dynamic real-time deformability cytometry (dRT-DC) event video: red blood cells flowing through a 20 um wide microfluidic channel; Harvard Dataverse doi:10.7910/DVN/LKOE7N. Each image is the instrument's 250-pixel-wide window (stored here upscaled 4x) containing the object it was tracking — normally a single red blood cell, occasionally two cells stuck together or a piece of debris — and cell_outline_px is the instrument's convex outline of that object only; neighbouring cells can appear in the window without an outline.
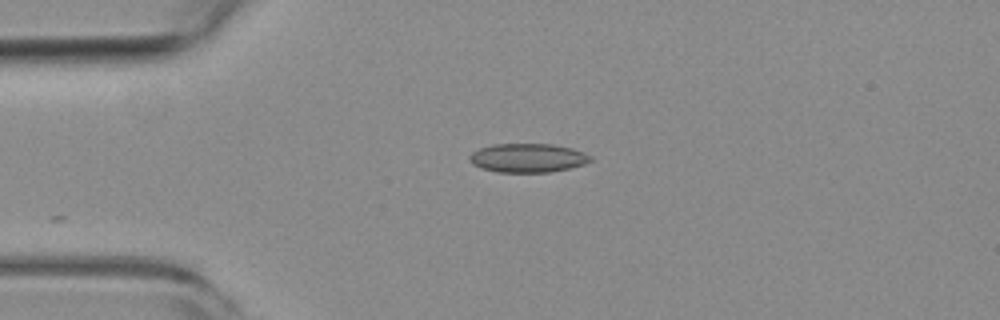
{"species": "common noctule bat (a hibernating species)", "species_latin": "Nyctalus noctula", "temperature_condition": "room temperature", "stored_images_in_passage": 11, "camera_frame_rate_fps": 3000, "um_per_image_px": 0.085, "animal": {"sex": "female", "body_mass_g": 19.3, "forearm_length_mm": 54.1}, "frame": {"image": 1, "passage_image": 1, "time_ms": 0.0, "image_size_px": [1000, 320], "cell_outline_px": [[592, 160], [584, 164], [568, 168], [548, 172], [496, 172], [480, 168], [472, 164], [468, 160], [468, 156], [472, 152], [480, 148], [492, 144], [552, 144], [572, 148], [584, 152], [592, 156]], "centroid_in_image_um": [44.83, 13.42], "position_along_channel_um": 40.2, "area_um2": 20.46}}
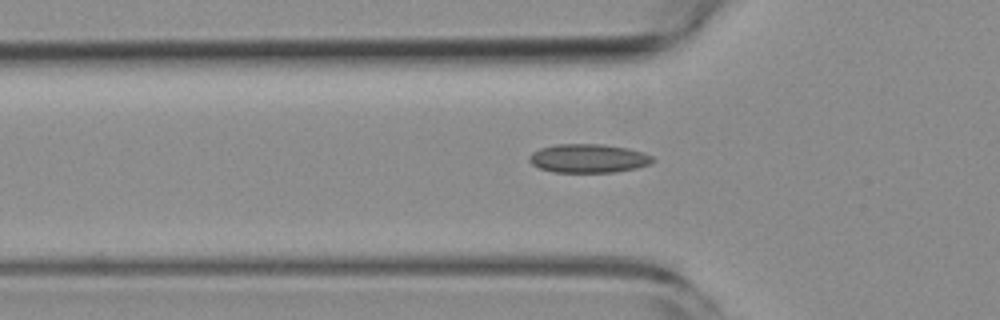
{"frame": {"image": 2, "passage_image": 6, "time_ms": 1.667, "image_size_px": [1000, 320], "cell_outline_px": [[656, 160], [652, 164], [636, 168], [616, 172], [552, 172], [540, 168], [532, 164], [528, 160], [528, 156], [532, 152], [540, 148], [556, 144], [604, 144], [628, 148], [644, 152], [652, 156]], "centroid_in_image_um": [50.04, 13.46], "position_along_channel_um": 75.8, "area_um2": 20.92}}